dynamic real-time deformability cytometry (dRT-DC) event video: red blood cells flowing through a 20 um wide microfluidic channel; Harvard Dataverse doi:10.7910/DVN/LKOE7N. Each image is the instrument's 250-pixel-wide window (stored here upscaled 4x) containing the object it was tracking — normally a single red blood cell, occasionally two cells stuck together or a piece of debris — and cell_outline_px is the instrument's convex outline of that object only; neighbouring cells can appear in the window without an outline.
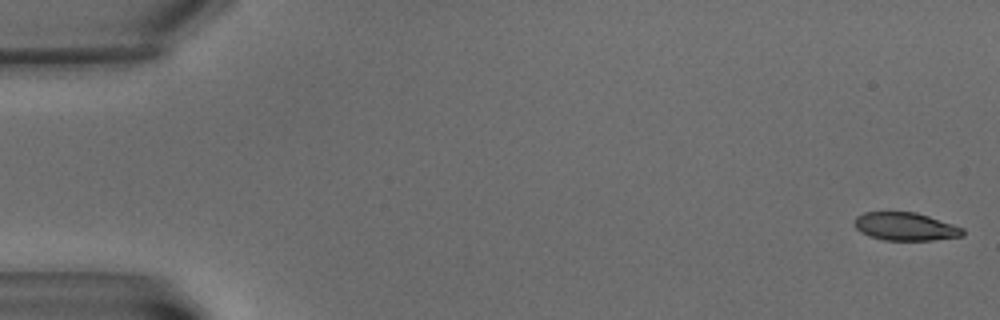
{"species": "common noctule bat (a hibernating species)", "species_latin": "Nyctalus noctula", "temperature_condition": "warm", "stored_images_in_passage": 6, "camera_frame_rate_fps": 3000, "um_per_image_px": 0.085, "animal": {"sex": "male", "body_mass_g": 15.6}, "frame": {"image": 1, "passage_image": 1, "time_ms": 0.0, "image_size_px": [1000, 320], "cell_outline_px": [[964, 236], [932, 240], [884, 240], [860, 232], [852, 224], [856, 216], [864, 212], [916, 212], [964, 228]], "centroid_in_image_um": [76.94, 19.25], "position_along_channel_um": 8.1, "area_um2": 17.69}}
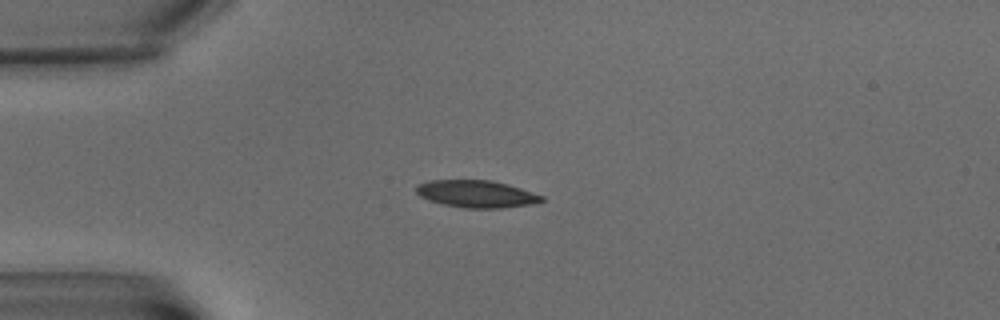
{"frame": {"image": 2, "passage_image": 5, "time_ms": 5.667, "image_size_px": [1000, 320], "cell_outline_px": [[544, 200], [528, 204], [504, 208], [464, 208], [444, 204], [428, 200], [420, 196], [416, 192], [416, 184], [428, 180], [492, 180], [508, 184], [544, 196]], "centroid_in_image_um": [40.46, 16.47], "position_along_channel_um": 44.5, "area_um2": 19.88}}